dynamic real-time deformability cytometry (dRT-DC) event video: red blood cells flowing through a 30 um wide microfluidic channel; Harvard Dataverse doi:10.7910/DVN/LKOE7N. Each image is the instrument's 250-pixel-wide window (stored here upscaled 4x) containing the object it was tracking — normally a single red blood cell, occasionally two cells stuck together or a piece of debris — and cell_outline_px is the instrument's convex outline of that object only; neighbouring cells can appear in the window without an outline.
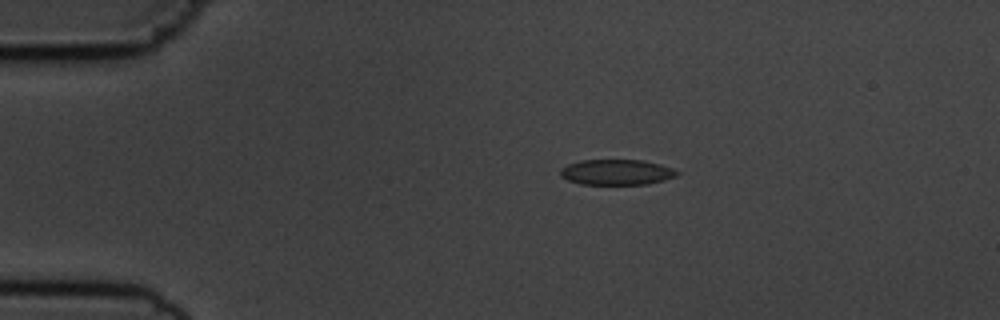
{"species": "common noctule bat (a hibernating species)", "species_latin": "Nyctalus noctula", "temperature_condition": "cold", "stored_images_in_passage": 7, "camera_frame_rate_fps": 3000, "um_per_image_px": 0.085, "animal": {"sex": "male", "body_mass_g": 19.5, "forearm_length_mm": 54.6}, "frame": {"image": 1, "passage_image": 3, "time_ms": 2.333, "image_size_px": [1000, 320], "cell_outline_px": [[680, 172], [676, 176], [664, 180], [648, 184], [580, 184], [568, 180], [560, 176], [560, 168], [568, 164], [580, 160], [644, 160], [660, 164], [672, 168]], "centroid_in_image_um": [52.4, 14.63], "position_along_channel_um": 32.6, "area_um2": 17.4}}
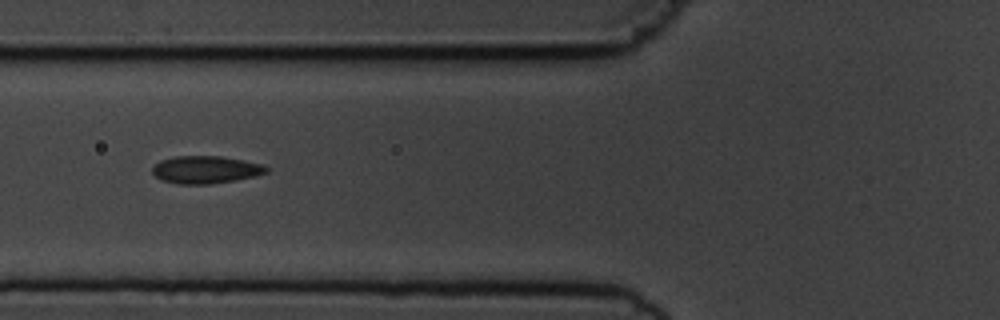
{"frame": {"image": 2, "passage_image": 6, "time_ms": 5.667, "image_size_px": [1000, 320], "cell_outline_px": [[268, 172], [256, 176], [236, 180], [212, 184], [180, 184], [160, 180], [152, 172], [152, 168], [160, 160], [176, 156], [220, 156], [264, 164], [268, 168]], "centroid_in_image_um": [17.5, 14.43], "position_along_channel_um": 108.3, "area_um2": 18.38}}
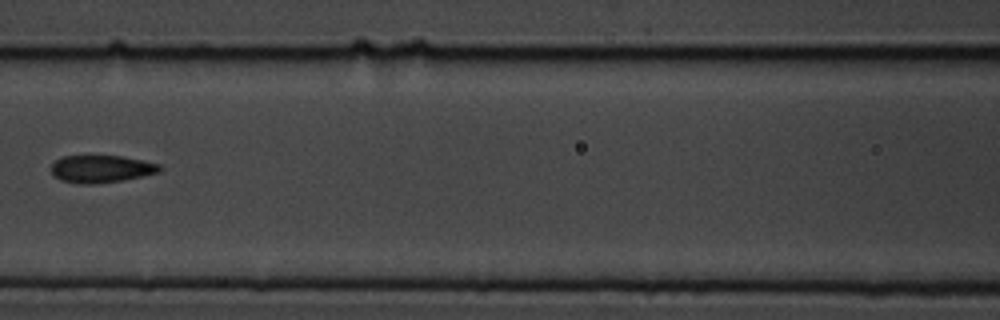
{"frame": {"image": 3, "passage_image": 7, "time_ms": 7.0, "image_size_px": [1000, 320], "cell_outline_px": [[164, 168], [160, 172], [120, 180], [92, 184], [80, 184], [60, 180], [52, 176], [52, 164], [56, 160], [64, 156], [120, 156], [160, 164]], "centroid_in_image_um": [8.59, 14.36], "position_along_channel_um": 158.0, "area_um2": 17.17}}